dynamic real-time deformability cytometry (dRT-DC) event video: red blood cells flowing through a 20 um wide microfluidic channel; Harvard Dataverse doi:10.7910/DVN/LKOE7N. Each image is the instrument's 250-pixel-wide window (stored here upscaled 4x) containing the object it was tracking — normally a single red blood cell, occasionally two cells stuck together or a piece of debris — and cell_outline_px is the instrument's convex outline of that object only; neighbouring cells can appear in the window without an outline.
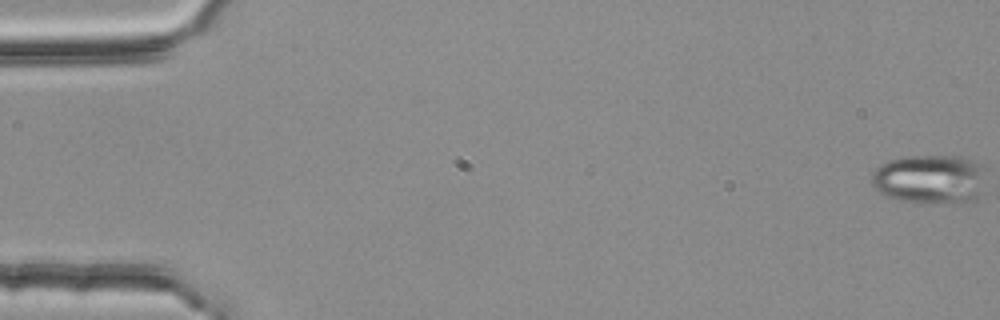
{"species": "common noctule bat (a hibernating species)", "species_latin": "Nyctalus noctula", "temperature_condition": "room temperature", "stored_images_in_passage": 55, "camera_frame_rate_fps": 3000, "um_per_image_px": 0.085, "animal": {"sex": "female", "body_mass_g": 25.1}, "frame": {"image": 1, "passage_image": 1, "time_ms": 0.0, "image_size_px": [1000, 320], "cell_outline_px": [[984, 164], [976, 200], [936, 204], [920, 204], [900, 200], [888, 196], [880, 192], [872, 184], [872, 172], [880, 164], [888, 160], [900, 156], [960, 156], [980, 160]], "centroid_in_image_um": [79.0, 15.21], "position_along_channel_um": 6.0, "area_um2": 33.0}}
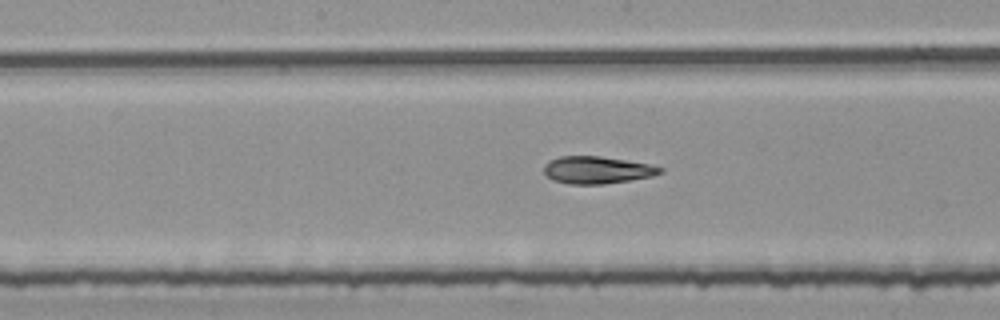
{"frame": {"image": 2, "passage_image": 29, "time_ms": 9.333, "image_size_px": [1000, 320], "cell_outline_px": [[664, 172], [652, 176], [628, 180], [600, 184], [568, 184], [552, 180], [544, 172], [544, 164], [548, 160], [560, 156], [600, 156], [648, 164], [664, 168]], "centroid_in_image_um": [50.71, 14.44], "position_along_channel_um": 197.5, "area_um2": 18.38}}
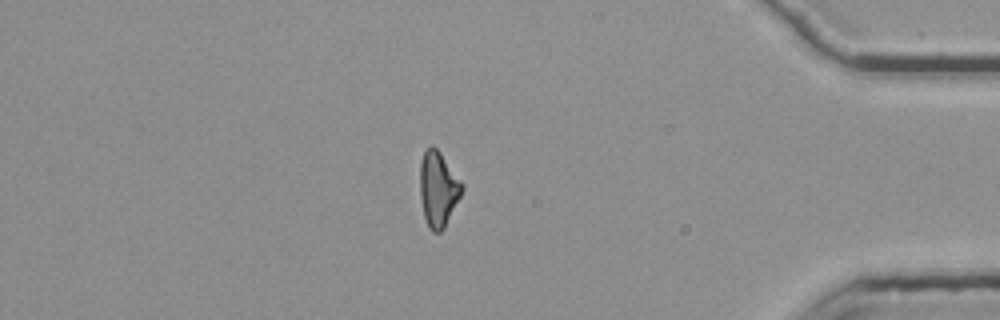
{"frame": {"image": 3, "passage_image": 48, "time_ms": 15.667, "image_size_px": [1000, 320], "cell_outline_px": [[464, 188], [444, 228], [440, 232], [432, 232], [428, 228], [424, 216], [420, 196], [420, 164], [424, 152], [432, 144], [440, 152], [464, 184]], "centroid_in_image_um": [37.24, 16.07], "position_along_channel_um": 398.0, "area_um2": 18.32}, "authors_computed_cell_mechanics": {"area_um2": 18.6116, "velocity_mm_per_s": 3.7729, "shape_relaxation_time_tau1_ms": null, "shape_relaxation_time_tau2_ms": 3.9982, "deformation_change_tau1": null, "deformation_change_tau2": 0.1045}}